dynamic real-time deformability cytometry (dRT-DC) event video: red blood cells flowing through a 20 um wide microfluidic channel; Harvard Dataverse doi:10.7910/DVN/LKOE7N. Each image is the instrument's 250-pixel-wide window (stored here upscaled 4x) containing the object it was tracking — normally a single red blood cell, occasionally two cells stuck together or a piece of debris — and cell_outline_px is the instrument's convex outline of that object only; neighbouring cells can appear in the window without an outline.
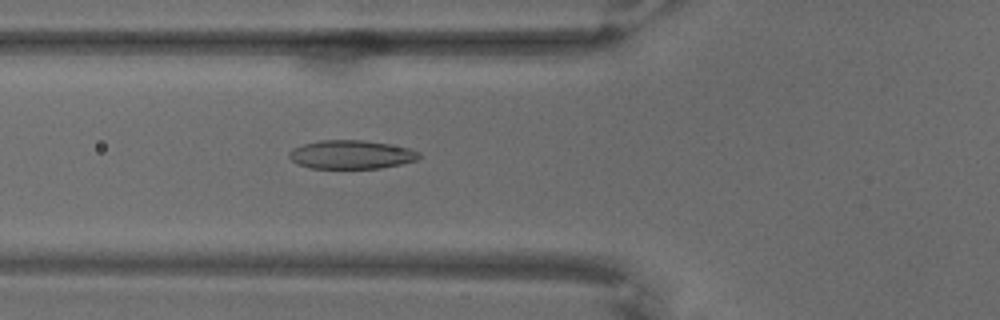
{"species": "common noctule bat (a hibernating species)", "species_latin": "Nyctalus noctula", "temperature_condition": "warm", "stored_images_in_passage": 55, "camera_frame_rate_fps": 3000, "um_per_image_px": 0.085, "animal": {"sex": "male", "body_mass_g": 18.8}, "frame": {"image": 1, "passage_image": 13, "time_ms": 4.0, "image_size_px": [1000, 320], "cell_outline_px": [[420, 156], [416, 160], [400, 164], [380, 168], [308, 168], [292, 160], [288, 156], [288, 152], [292, 148], [304, 144], [320, 140], [364, 140], [388, 144], [408, 148], [420, 152]], "centroid_in_image_um": [29.83, 13.13], "position_along_channel_um": 96.0, "area_um2": 21.56}}
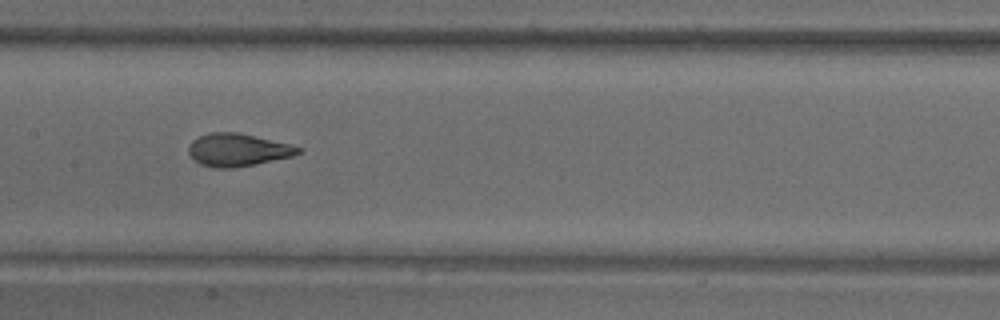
{"frame": {"image": 2, "passage_image": 22, "time_ms": 7.0, "image_size_px": [1000, 320], "cell_outline_px": [[304, 148], [300, 152], [292, 156], [256, 164], [232, 168], [212, 168], [200, 164], [188, 152], [188, 148], [192, 140], [200, 136], [212, 132], [236, 132], [288, 144]], "centroid_in_image_um": [20.19, 12.75], "position_along_channel_um": 187.2, "area_um2": 20.63}}
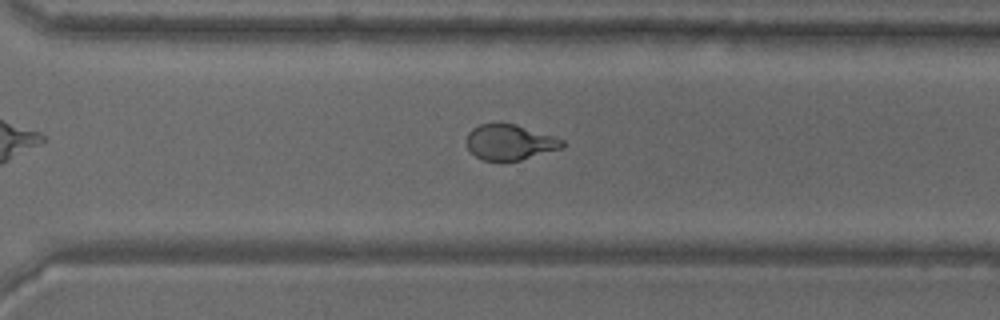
{"frame": {"image": 3, "passage_image": 36, "time_ms": 11.667, "image_size_px": [1000, 320], "cell_outline_px": [[564, 148], [520, 160], [500, 164], [484, 160], [476, 156], [468, 148], [468, 132], [472, 128], [480, 124], [516, 124], [564, 140]], "centroid_in_image_um": [43.34, 12.13], "position_along_channel_um": 327.3, "area_um2": 19.94}}